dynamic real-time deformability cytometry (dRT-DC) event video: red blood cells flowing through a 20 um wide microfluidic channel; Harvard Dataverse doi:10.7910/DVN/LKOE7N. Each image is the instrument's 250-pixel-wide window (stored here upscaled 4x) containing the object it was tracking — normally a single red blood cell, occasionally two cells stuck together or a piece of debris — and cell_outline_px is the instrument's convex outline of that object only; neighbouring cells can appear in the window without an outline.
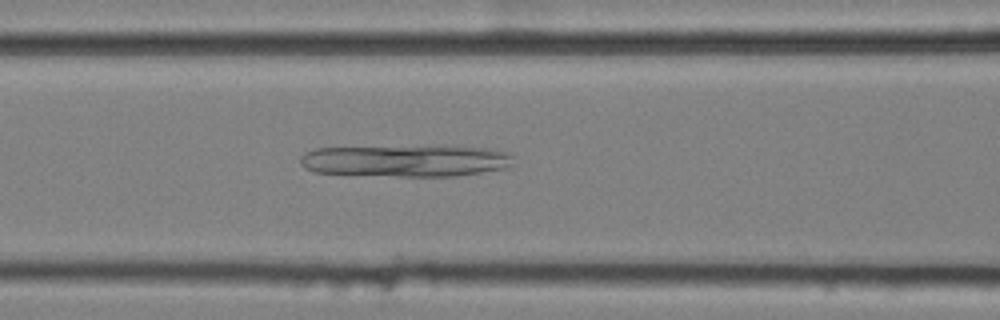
{"species": "common noctule bat (a hibernating species)", "species_latin": "Nyctalus noctula", "temperature_condition": "cold", "stored_images_in_passage": 56, "camera_frame_rate_fps": 3000, "um_per_image_px": 0.085, "animal": {"sex": "female", "body_mass_g": 25.1}, "frame": {"image": 1, "passage_image": 24, "time_ms": 7.667, "image_size_px": [1000, 320], "cell_outline_px": [[512, 164], [504, 168], [456, 176], [400, 176], [312, 172], [304, 168], [300, 164], [300, 156], [304, 152], [312, 148], [432, 144], [448, 144], [488, 148], [512, 152]], "centroid_in_image_um": [34.49, 13.61], "position_along_channel_um": 132.1, "area_um2": 41.15}}
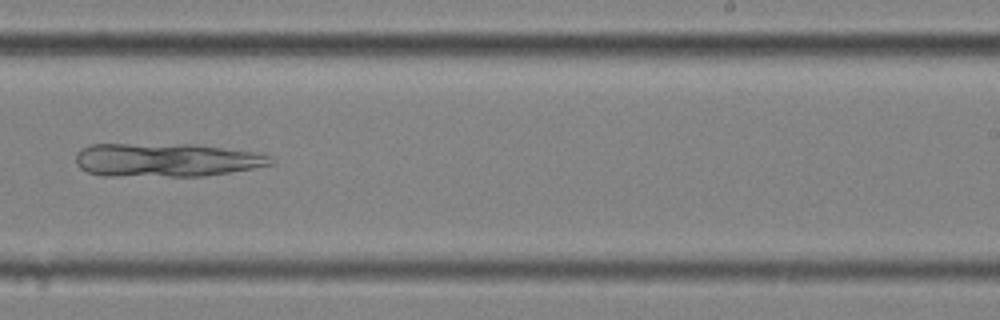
{"frame": {"image": 2, "passage_image": 36, "time_ms": 11.667, "image_size_px": [1000, 320], "cell_outline_px": [[276, 160], [272, 164], [252, 168], [204, 176], [100, 176], [88, 172], [80, 168], [76, 164], [76, 152], [80, 148], [88, 144], [196, 144], [252, 152], [268, 156]], "centroid_in_image_um": [14.04, 13.59], "position_along_channel_um": 275.0, "area_um2": 38.32}}
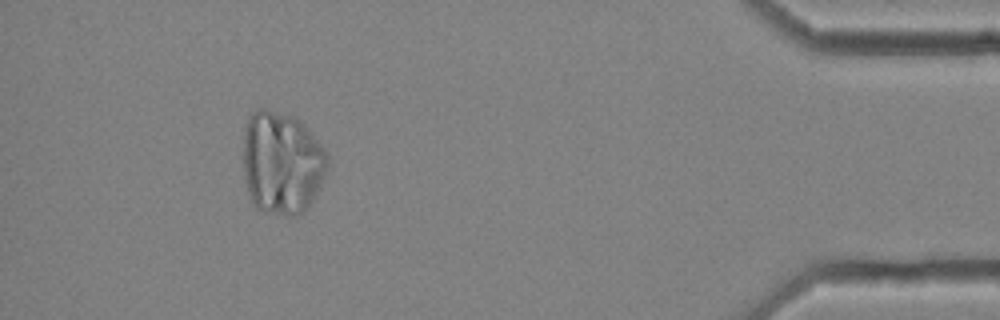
{"frame": {"image": 3, "passage_image": 52, "time_ms": 17.0, "image_size_px": [1000, 320], "cell_outline_px": [[328, 168], [312, 200], [304, 212], [296, 216], [284, 216], [264, 212], [256, 208], [248, 200], [244, 180], [244, 128], [252, 112], [260, 108], [268, 108], [292, 116], [300, 120], [308, 128], [328, 152]], "centroid_in_image_um": [23.94, 13.85], "position_along_channel_um": 411.3, "area_um2": 51.44}}